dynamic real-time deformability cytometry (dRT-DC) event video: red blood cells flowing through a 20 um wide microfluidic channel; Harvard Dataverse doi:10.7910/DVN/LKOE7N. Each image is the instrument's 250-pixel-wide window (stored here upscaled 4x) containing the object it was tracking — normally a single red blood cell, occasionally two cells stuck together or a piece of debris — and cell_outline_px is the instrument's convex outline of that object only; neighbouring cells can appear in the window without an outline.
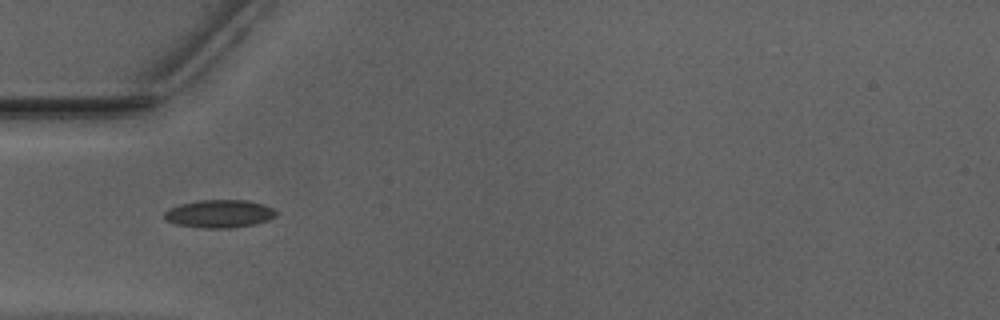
{"species": "Egyptian fruit bat (a non-hibernating species)", "species_latin": "Rousettus aegyptiacus", "temperature_condition": "warm", "stored_images_in_passage": 37, "camera_frame_rate_fps": 3000, "um_per_image_px": 0.085, "animal": {"sex": "male"}, "frame": {"image": 1, "passage_image": 1, "time_ms": 0.0, "image_size_px": [1000, 320], "cell_outline_px": [[276, 216], [268, 220], [256, 224], [232, 228], [204, 228], [176, 224], [168, 220], [164, 216], [164, 212], [168, 208], [180, 204], [200, 200], [248, 200], [264, 204], [272, 208], [276, 212]], "centroid_in_image_um": [18.67, 18.16], "position_along_channel_um": 66.3, "area_um2": 18.21}}
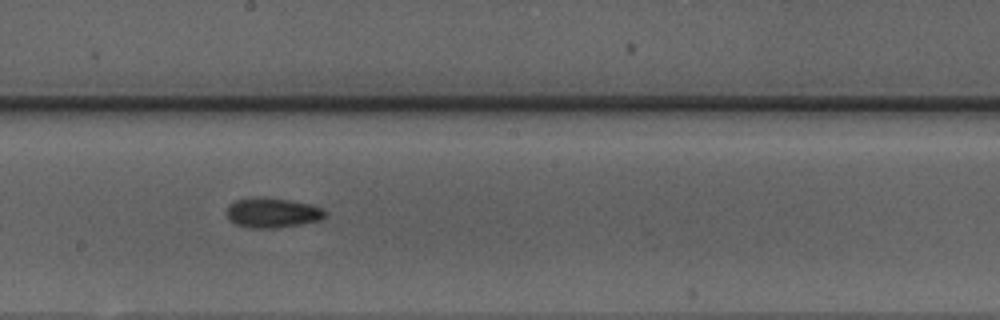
{"frame": {"image": 2, "passage_image": 13, "time_ms": 4.0, "image_size_px": [1000, 320], "cell_outline_px": [[328, 216], [320, 220], [276, 228], [252, 228], [236, 224], [228, 216], [228, 204], [236, 200], [256, 196], [260, 196], [288, 200], [312, 204], [324, 208], [328, 212]], "centroid_in_image_um": [23.21, 18.06], "position_along_channel_um": 225.0, "area_um2": 17.22}}
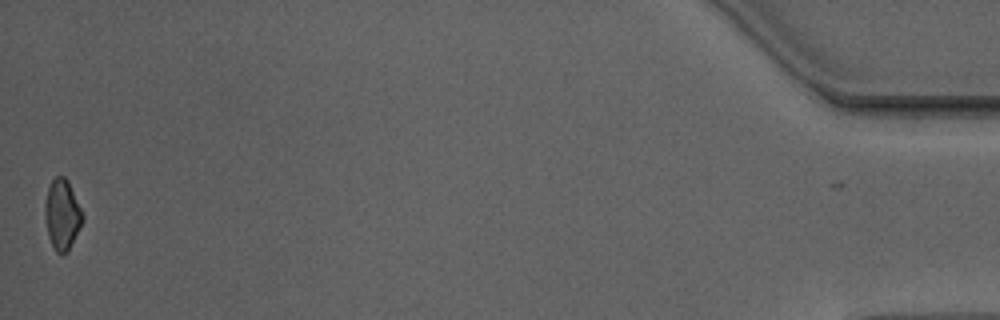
{"frame": {"image": 3, "passage_image": 36, "time_ms": 11.667, "image_size_px": [1000, 320], "cell_outline_px": [[84, 220], [68, 252], [64, 256], [60, 256], [56, 252], [48, 236], [44, 212], [44, 208], [48, 188], [52, 180], [56, 176], [64, 176], [68, 180], [84, 216]], "centroid_in_image_um": [5.29, 18.28], "position_along_channel_um": 429.9, "area_um2": 15.55}, "authors_computed_cell_mechanics": {"area_um2": 16.4152, "velocity_mm_per_s": 3.9688, "shape_relaxation_time_tau1_ms": 4.3298, "shape_relaxation_time_tau2_ms": 4.19, "deformation_change_tau1": 0.1285, "deformation_change_tau2": 0.1108}}